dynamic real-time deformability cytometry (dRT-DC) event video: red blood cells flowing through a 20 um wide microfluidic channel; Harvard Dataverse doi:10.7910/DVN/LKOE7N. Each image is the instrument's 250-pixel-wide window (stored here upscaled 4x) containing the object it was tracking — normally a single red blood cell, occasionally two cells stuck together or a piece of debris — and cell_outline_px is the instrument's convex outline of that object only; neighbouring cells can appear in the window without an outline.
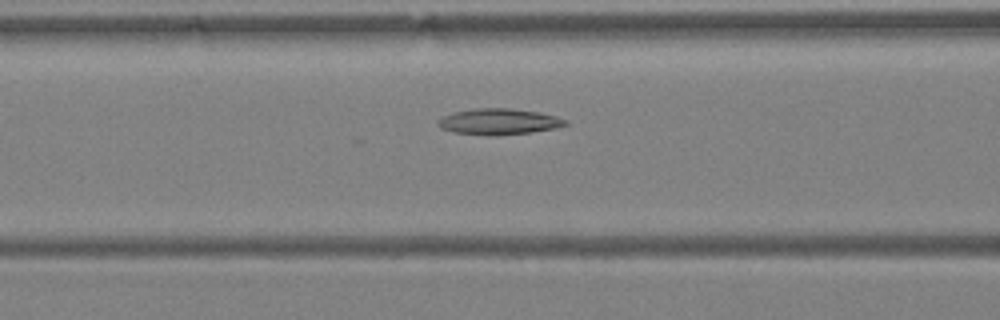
{"species": "Egyptian fruit bat (a non-hibernating species)", "species_latin": "Rousettus aegyptiacus", "temperature_condition": "warm", "stored_images_in_passage": 44, "camera_frame_rate_fps": 3000, "um_per_image_px": 0.085, "animal": {"sex": "female"}, "frame": {"image": 1, "passage_image": 18, "time_ms": 5.667, "image_size_px": [1000, 320], "cell_outline_px": [[568, 124], [556, 128], [532, 132], [492, 136], [488, 136], [452, 132], [440, 128], [436, 124], [436, 120], [452, 112], [476, 108], [512, 108], [540, 112], [556, 116], [568, 120]], "centroid_in_image_um": [42.38, 10.34], "position_along_channel_um": 124.2, "area_um2": 19.65}}
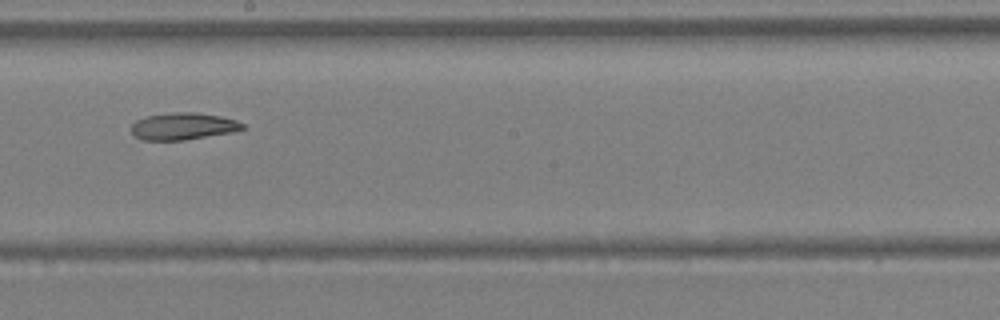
{"frame": {"image": 2, "passage_image": 25, "time_ms": 8.0, "image_size_px": [1000, 320], "cell_outline_px": [[244, 128], [232, 132], [184, 140], [144, 140], [136, 136], [132, 132], [132, 124], [136, 120], [148, 116], [176, 112], [196, 112], [220, 116], [236, 120], [244, 124]], "centroid_in_image_um": [15.58, 10.73], "position_along_channel_um": 232.6, "area_um2": 17.28}}
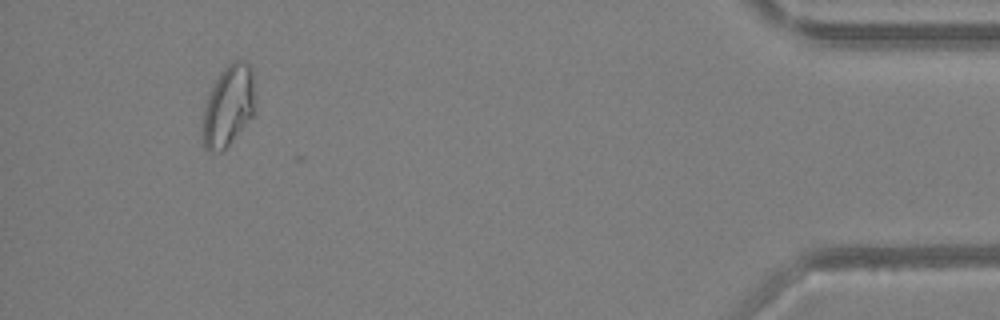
{"frame": {"image": 3, "passage_image": 41, "time_ms": 13.333, "image_size_px": [1000, 320], "cell_outline_px": [[252, 116], [228, 144], [220, 152], [208, 152], [204, 148], [200, 124], [204, 108], [208, 96], [220, 72], [228, 64], [236, 60], [240, 60], [248, 64], [252, 68]], "centroid_in_image_um": [19.33, 9.04], "position_along_channel_um": 415.9, "area_um2": 24.22}, "authors_computed_cell_mechanics": {"area_um2": 21.9062, "velocity_mm_per_s": 4.6578, "shape_relaxation_time_tau1_ms": null, "shape_relaxation_time_tau2_ms": 6.4509, "deformation_change_tau1": null, "deformation_change_tau2": 0.1365}}